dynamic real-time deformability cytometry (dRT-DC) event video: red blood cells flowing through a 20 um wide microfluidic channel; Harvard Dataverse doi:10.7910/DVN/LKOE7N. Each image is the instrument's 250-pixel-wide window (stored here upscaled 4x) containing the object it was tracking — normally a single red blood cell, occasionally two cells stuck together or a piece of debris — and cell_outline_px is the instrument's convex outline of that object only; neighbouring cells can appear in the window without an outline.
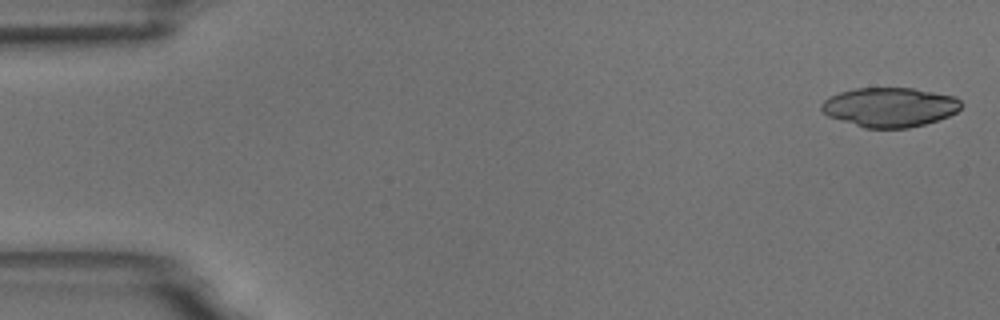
{"species": "common noctule bat (a hibernating species)", "species_latin": "Nyctalus noctula", "temperature_condition": "room temperature", "stored_images_in_passage": 4, "camera_frame_rate_fps": 3000, "um_per_image_px": 0.085, "animal": {"sex": "male", "body_mass_g": 18.8}, "frame": {"image": 1, "passage_image": 1, "time_ms": 0.0, "image_size_px": [1000, 320], "cell_outline_px": [[960, 108], [956, 112], [948, 116], [924, 124], [908, 128], [864, 128], [828, 116], [820, 108], [820, 104], [828, 96], [840, 92], [856, 88], [912, 88], [956, 96], [960, 100]], "centroid_in_image_um": [75.6, 9.1], "position_along_channel_um": 9.4, "area_um2": 32.02}}